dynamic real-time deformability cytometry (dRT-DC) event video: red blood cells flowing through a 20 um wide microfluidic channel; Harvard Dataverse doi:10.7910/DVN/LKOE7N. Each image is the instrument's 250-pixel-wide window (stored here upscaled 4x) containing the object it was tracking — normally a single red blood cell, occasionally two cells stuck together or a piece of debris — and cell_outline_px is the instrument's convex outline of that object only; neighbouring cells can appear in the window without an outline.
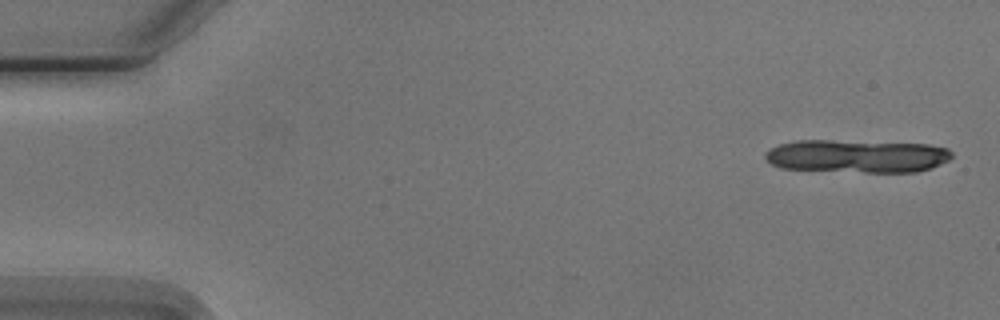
{"species": "Egyptian fruit bat (a non-hibernating species)", "species_latin": "Rousettus aegyptiacus", "temperature_condition": "cold", "stored_images_in_passage": 6, "camera_frame_rate_fps": 3000, "um_per_image_px": 0.085, "animal": {"sex": "male"}, "frame": {"image": 1, "passage_image": 1, "time_ms": 0.0, "image_size_px": [1000, 320], "cell_outline_px": [[952, 156], [948, 160], [932, 168], [916, 172], [868, 172], [784, 168], [772, 164], [764, 156], [764, 152], [780, 144], [796, 140], [828, 140], [928, 144], [948, 148], [952, 152]], "centroid_in_image_um": [72.88, 13.26], "position_along_channel_um": 12.1, "area_um2": 35.72}}
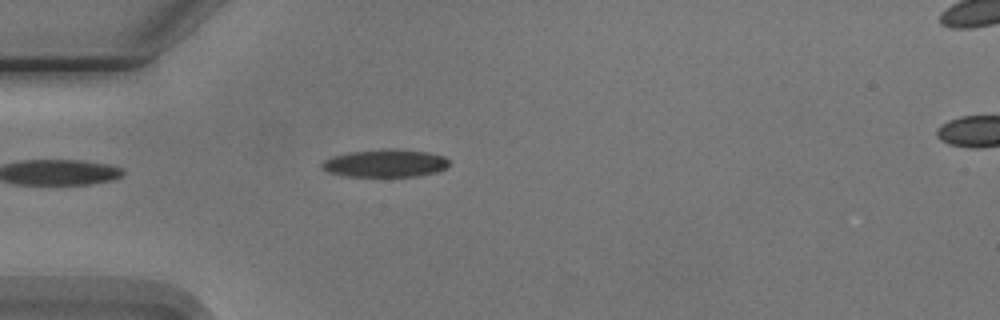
{"frame": {"image": 2, "passage_image": 5, "time_ms": 4.667, "image_size_px": [1000, 320], "cell_outline_px": [[448, 164], [444, 168], [436, 172], [416, 176], [348, 176], [328, 172], [320, 164], [324, 160], [332, 156], [348, 152], [388, 148], [428, 152], [444, 156], [448, 160]], "centroid_in_image_um": [32.73, 13.86], "position_along_channel_um": 52.3, "area_um2": 20.4}}